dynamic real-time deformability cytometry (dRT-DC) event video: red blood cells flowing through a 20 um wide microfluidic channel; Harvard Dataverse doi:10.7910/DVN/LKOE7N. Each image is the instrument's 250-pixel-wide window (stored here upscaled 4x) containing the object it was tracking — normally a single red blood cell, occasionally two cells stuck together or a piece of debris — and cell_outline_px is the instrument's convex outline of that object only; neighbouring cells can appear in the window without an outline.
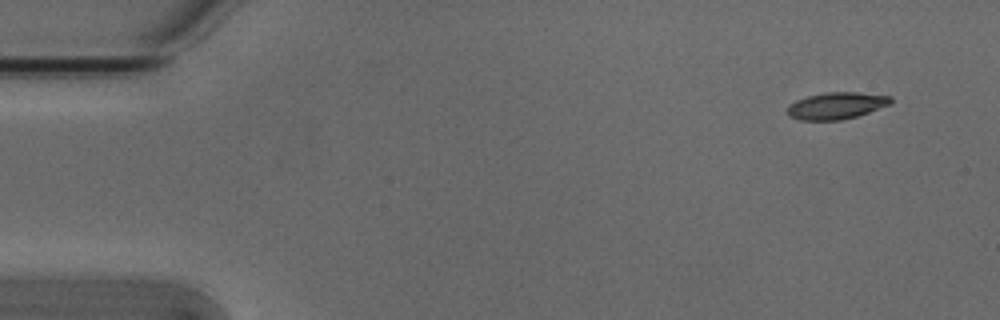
{"species": "Egyptian fruit bat (a non-hibernating species)", "species_latin": "Rousettus aegyptiacus", "temperature_condition": "cold", "stored_images_in_passage": 2, "camera_frame_rate_fps": 3000, "um_per_image_px": 0.085, "animal": {"sex": "male"}, "frame": {"image": 1, "passage_image": 1, "time_ms": 0.0, "image_size_px": [1000, 320], "cell_outline_px": [[892, 100], [888, 104], [868, 112], [856, 116], [840, 120], [800, 120], [788, 116], [788, 104], [796, 100], [808, 96], [824, 92], [856, 92], [892, 96]], "centroid_in_image_um": [71.05, 8.98], "position_along_channel_um": 14.0, "area_um2": 16.01}}